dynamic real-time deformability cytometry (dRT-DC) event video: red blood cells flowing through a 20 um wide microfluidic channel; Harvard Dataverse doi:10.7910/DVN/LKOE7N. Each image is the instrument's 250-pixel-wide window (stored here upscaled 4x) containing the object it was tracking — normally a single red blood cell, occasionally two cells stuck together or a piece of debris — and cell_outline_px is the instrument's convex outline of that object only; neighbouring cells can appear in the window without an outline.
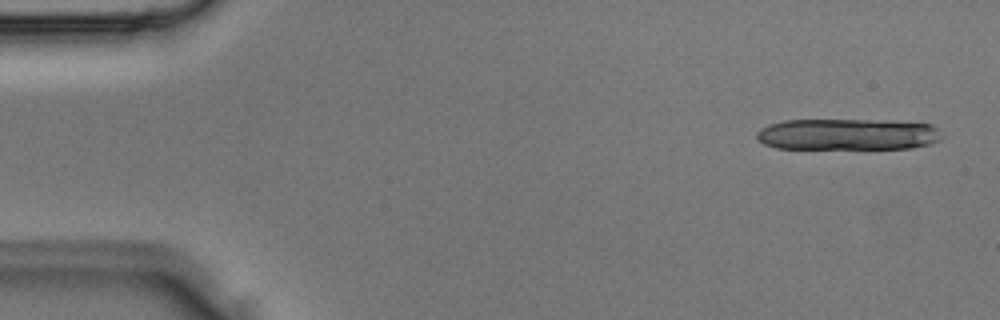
{"species": "Egyptian fruit bat (a non-hibernating species)", "species_latin": "Rousettus aegyptiacus", "temperature_condition": "room temperature", "stored_images_in_passage": 3, "camera_frame_rate_fps": 3000, "um_per_image_px": 0.085, "animal": {"sex": "male"}, "frame": {"image": 1, "passage_image": 1, "time_ms": 0.0, "image_size_px": [1000, 320], "cell_outline_px": [[944, 136], [940, 140], [932, 144], [912, 148], [776, 148], [764, 144], [756, 136], [756, 132], [760, 128], [768, 124], [784, 120], [888, 120], [932, 124]], "centroid_in_image_um": [72.08, 11.41], "position_along_channel_um": 12.9, "area_um2": 34.1}}